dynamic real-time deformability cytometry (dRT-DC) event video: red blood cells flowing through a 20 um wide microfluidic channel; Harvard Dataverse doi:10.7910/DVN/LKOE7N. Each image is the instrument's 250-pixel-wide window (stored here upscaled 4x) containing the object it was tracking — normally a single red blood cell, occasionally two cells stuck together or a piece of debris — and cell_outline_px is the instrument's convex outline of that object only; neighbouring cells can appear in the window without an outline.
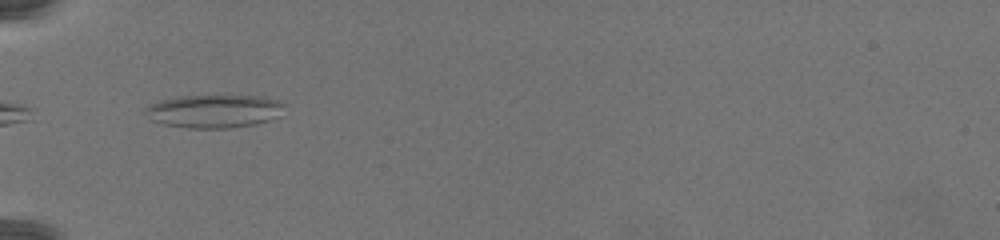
{"species": "common noctule bat (a hibernating species)", "species_latin": "Nyctalus noctula", "temperature_condition": "warm", "stored_images_in_passage": 5, "camera_frame_rate_fps": 3000, "um_per_image_px": 0.085, "animal": {"sex": "female", "body_mass_g": 19.5, "forearm_length_mm": 54.1}, "frame": {"image": 1, "passage_image": 1, "time_ms": 0.0, "image_size_px": [1000, 240], "cell_outline_px": [[284, 104], [280, 116], [256, 124], [228, 128], [188, 128], [164, 124], [152, 120], [144, 112], [144, 108], [148, 104], [160, 100], [180, 96], [264, 96], [280, 100]], "centroid_in_image_um": [18.2, 9.44], "position_along_channel_um": 66.8, "area_um2": 26.99}}